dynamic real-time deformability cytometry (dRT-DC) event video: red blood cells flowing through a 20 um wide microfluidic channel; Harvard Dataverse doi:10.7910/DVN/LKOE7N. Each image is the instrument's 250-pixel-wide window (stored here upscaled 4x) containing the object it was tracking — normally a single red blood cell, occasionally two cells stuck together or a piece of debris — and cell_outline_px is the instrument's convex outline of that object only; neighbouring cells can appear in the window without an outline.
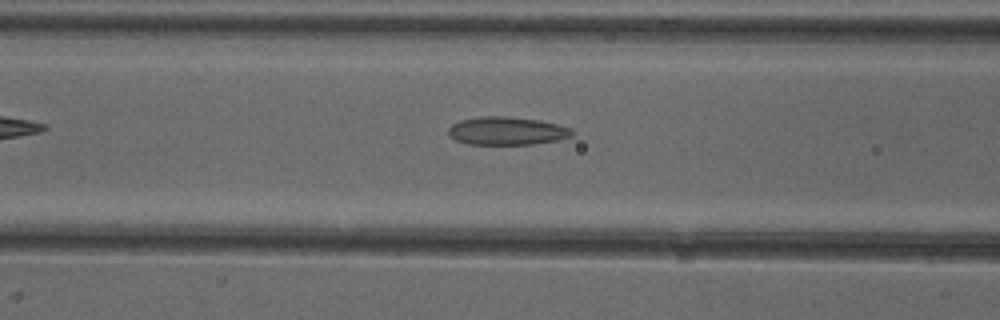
{"species": "common noctule bat (a hibernating species)", "species_latin": "Nyctalus noctula", "temperature_condition": "cold", "stored_images_in_passage": 36, "camera_frame_rate_fps": 3000, "um_per_image_px": 0.085, "animal": {"sex": "female"}, "frame": {"image": 1, "passage_image": 5, "time_ms": 1.333, "image_size_px": [1000, 320], "cell_outline_px": [[576, 132], [572, 136], [556, 140], [532, 144], [468, 144], [456, 140], [448, 132], [448, 128], [452, 124], [460, 120], [480, 116], [504, 116], [540, 120], [572, 128]], "centroid_in_image_um": [43.1, 11.12], "position_along_channel_um": 123.5, "area_um2": 20.23}}
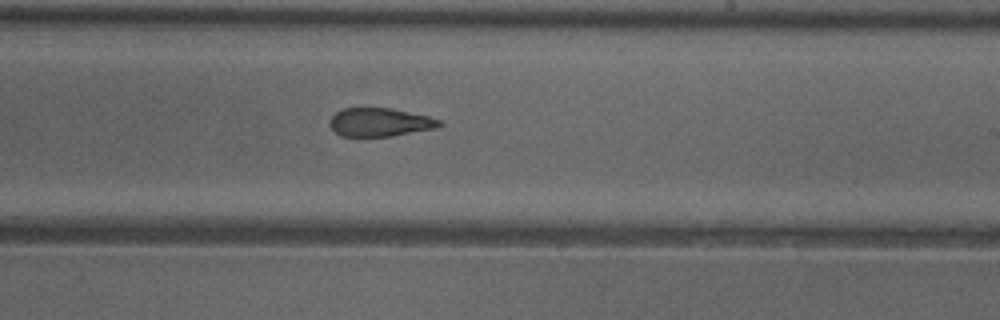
{"frame": {"image": 2, "passage_image": 15, "time_ms": 4.667, "image_size_px": [1000, 320], "cell_outline_px": [[444, 124], [432, 128], [392, 136], [340, 136], [328, 124], [332, 116], [336, 112], [344, 108], [392, 108], [428, 116], [440, 120]], "centroid_in_image_um": [32.26, 10.38], "position_along_channel_um": 256.7, "area_um2": 17.98}}
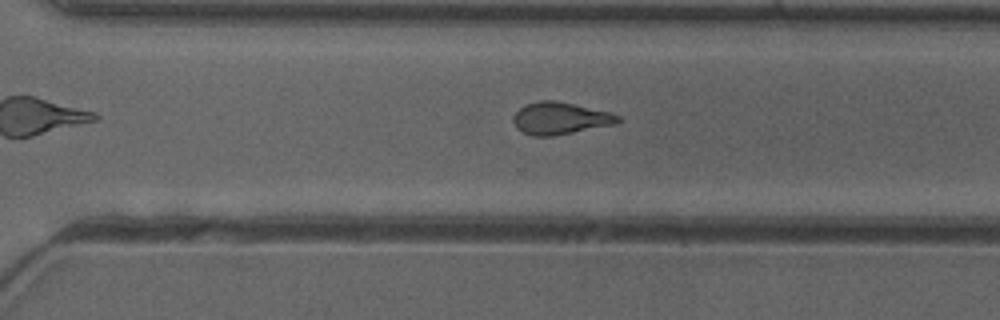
{"frame": {"image": 3, "passage_image": 20, "time_ms": 6.333, "image_size_px": [1000, 320], "cell_outline_px": [[624, 120], [612, 124], [552, 136], [532, 136], [516, 128], [512, 120], [512, 116], [524, 104], [540, 100], [552, 100], [572, 104], [608, 112], [620, 116]], "centroid_in_image_um": [47.55, 10.05], "position_along_channel_um": 323.0, "area_um2": 19.31}, "authors_computed_cell_mechanics": {"area_um2": 19.6809, "velocity_mm_per_s": 3.9945, "shape_relaxation_time_tau1_ms": null, "shape_relaxation_time_tau2_ms": 2.6584, "deformation_change_tau1": null, "deformation_change_tau2": 0.1057}}